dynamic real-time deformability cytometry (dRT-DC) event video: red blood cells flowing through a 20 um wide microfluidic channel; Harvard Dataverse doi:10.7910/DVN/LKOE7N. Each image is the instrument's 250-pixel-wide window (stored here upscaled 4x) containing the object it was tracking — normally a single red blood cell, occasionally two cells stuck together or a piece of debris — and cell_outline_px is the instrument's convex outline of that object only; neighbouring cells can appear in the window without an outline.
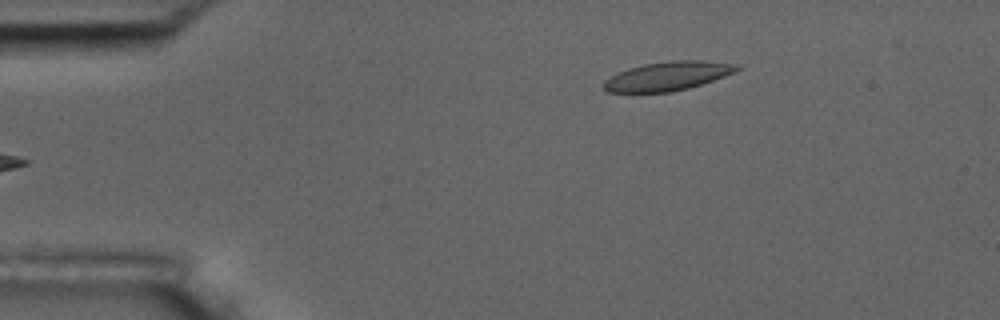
{"species": "common noctule bat (a hibernating species)", "species_latin": "Nyctalus noctula", "temperature_condition": "room temperature", "stored_images_in_passage": 5, "camera_frame_rate_fps": 3000, "um_per_image_px": 0.085, "animal": {"sex": "male", "body_mass_g": 17.5, "forearm_length_mm": 52.3}, "frame": {"image": 1, "passage_image": 5, "time_ms": 1.333, "image_size_px": [1000, 320], "cell_outline_px": [[740, 68], [724, 76], [688, 88], [672, 92], [608, 92], [600, 88], [600, 84], [608, 76], [628, 68], [644, 64], [672, 60], [704, 60], [740, 64]], "centroid_in_image_um": [56.67, 6.46], "position_along_channel_um": 28.3, "area_um2": 22.6}}